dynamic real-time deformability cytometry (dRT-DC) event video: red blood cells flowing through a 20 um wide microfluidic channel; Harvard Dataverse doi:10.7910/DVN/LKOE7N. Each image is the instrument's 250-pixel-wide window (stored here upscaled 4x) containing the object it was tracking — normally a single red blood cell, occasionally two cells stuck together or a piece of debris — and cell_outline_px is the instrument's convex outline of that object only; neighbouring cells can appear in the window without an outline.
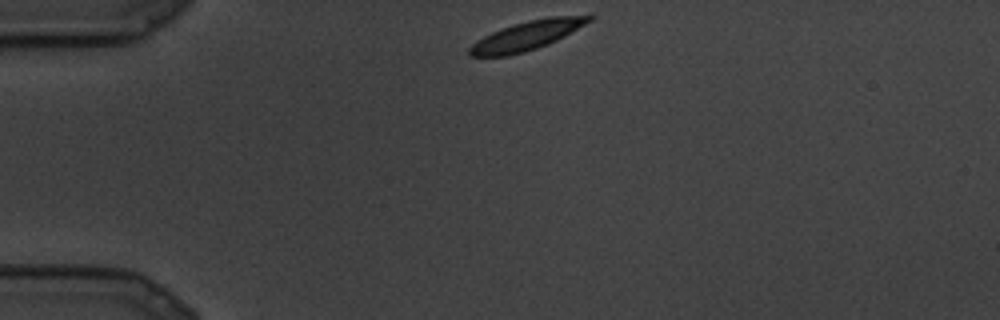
{"species": "common noctule bat (a hibernating species)", "species_latin": "Nyctalus noctula", "temperature_condition": "cold", "stored_images_in_passage": 6, "camera_frame_rate_fps": 3000, "um_per_image_px": 0.085, "animal": {"sex": "male", "body_mass_g": 19.5, "forearm_length_mm": 54.6}, "frame": {"image": 1, "passage_image": 1, "time_ms": 0.0, "image_size_px": [1000, 320], "cell_outline_px": [[596, 16], [592, 20], [564, 36], [548, 44], [524, 52], [508, 56], [468, 56], [468, 48], [476, 40], [492, 32], [512, 24], [528, 20], [548, 16], [592, 12]], "centroid_in_image_um": [44.88, 2.97], "position_along_channel_um": 40.1, "area_um2": 20.81}}
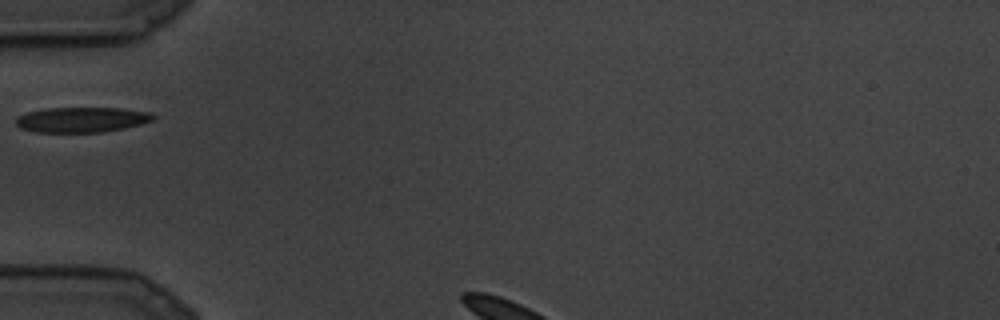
{"frame": {"image": 2, "passage_image": 4, "time_ms": 1.0, "image_size_px": [1000, 320], "cell_outline_px": [[156, 116], [152, 120], [140, 124], [124, 128], [104, 132], [36, 132], [20, 128], [16, 124], [16, 120], [24, 112], [48, 108], [120, 108], [152, 112]], "centroid_in_image_um": [6.96, 10.17], "position_along_channel_um": 78.0, "area_um2": 20.17}}